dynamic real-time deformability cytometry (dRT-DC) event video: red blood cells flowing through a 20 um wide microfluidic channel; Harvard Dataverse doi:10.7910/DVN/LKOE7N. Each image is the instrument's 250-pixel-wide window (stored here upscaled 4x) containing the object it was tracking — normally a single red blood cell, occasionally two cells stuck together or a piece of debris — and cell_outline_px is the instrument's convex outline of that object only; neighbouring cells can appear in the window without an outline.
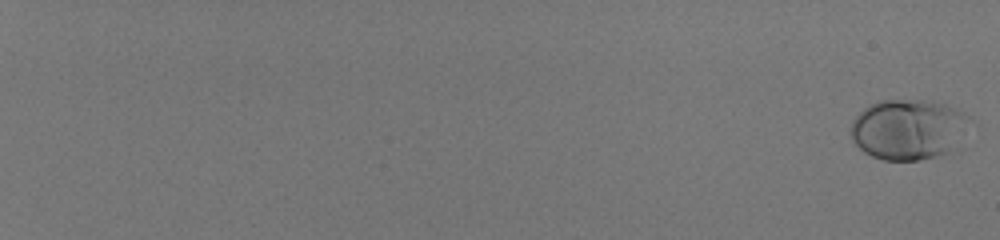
{"species": "human", "species_latin": "Homo sapiens", "temperature_condition": "room temperature", "stored_images_in_passage": 59, "camera_frame_rate_fps": 3000, "um_per_image_px": 0.085, "donor": {"sex": "male"}, "frame": {"image": 1, "passage_image": 1, "time_ms": 0.0, "image_size_px": [1000, 240], "cell_outline_px": [[960, 116], [948, 152], [936, 156], [920, 160], [884, 160], [872, 156], [864, 152], [852, 140], [848, 132], [852, 120], [864, 108], [880, 100], [920, 100], [944, 104], [960, 112]], "centroid_in_image_um": [76.9, 11.0], "position_along_channel_um": 8.1, "area_um2": 39.42}}
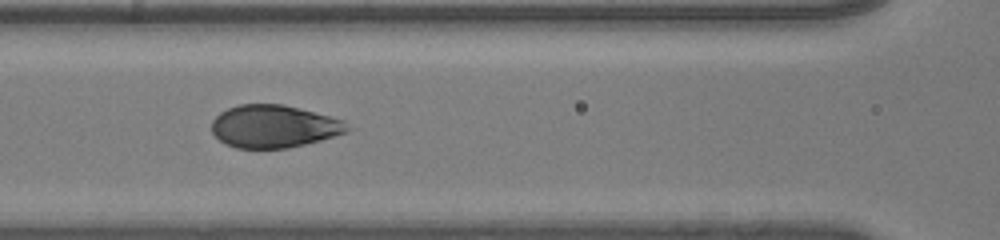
{"frame": {"image": 2, "passage_image": 34, "time_ms": 11.0, "image_size_px": [1000, 240], "cell_outline_px": [[352, 128], [348, 132], [320, 140], [288, 148], [236, 148], [224, 144], [212, 132], [212, 120], [220, 112], [228, 108], [240, 104], [284, 104], [344, 120]], "centroid_in_image_um": [23.28, 10.74], "position_along_channel_um": 143.3, "area_um2": 33.76}}
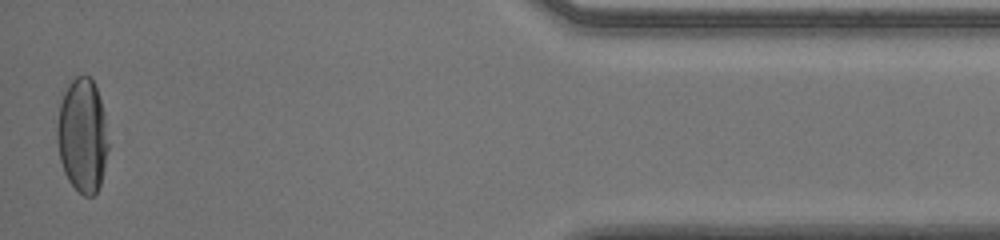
{"frame": {"image": 3, "passage_image": 59, "time_ms": 19.333, "image_size_px": [1000, 240], "cell_outline_px": [[108, 148], [104, 168], [100, 184], [96, 192], [92, 196], [84, 196], [68, 180], [64, 172], [60, 160], [56, 140], [56, 128], [60, 104], [64, 92], [68, 84], [76, 76], [84, 72], [92, 80], [96, 88], [104, 112], [108, 144]], "centroid_in_image_um": [6.99, 11.49], "position_along_channel_um": 428.2, "area_um2": 34.04}, "authors_computed_cell_mechanics": {"area_um2": 34.7378, "velocity_mm_per_s": 3.9953, "shape_relaxation_time_tau1_ms": 3.3717, "shape_relaxation_time_tau2_ms": null, "deformation_change_tau1": 0.1721, "deformation_change_tau2": null}}